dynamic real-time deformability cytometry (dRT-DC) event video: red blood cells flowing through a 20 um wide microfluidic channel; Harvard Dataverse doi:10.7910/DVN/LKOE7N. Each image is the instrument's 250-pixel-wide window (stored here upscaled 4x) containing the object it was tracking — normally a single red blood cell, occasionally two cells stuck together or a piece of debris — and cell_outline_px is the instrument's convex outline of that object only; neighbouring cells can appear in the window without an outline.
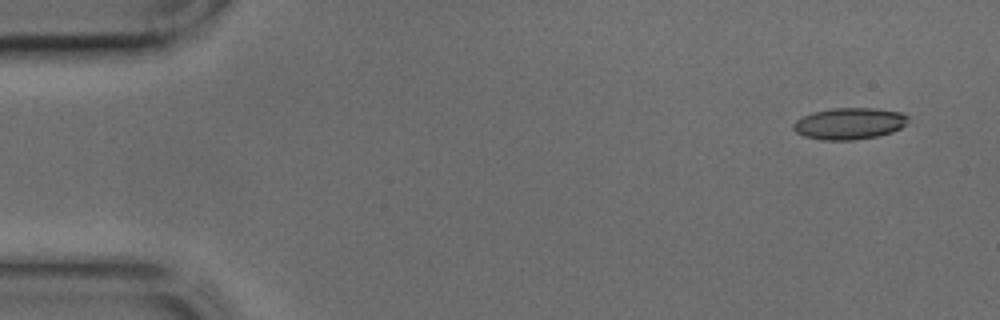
{"species": "common noctule bat (a hibernating species)", "species_latin": "Nyctalus noctula", "temperature_condition": "cold", "stored_images_in_passage": 42, "camera_frame_rate_fps": 3000, "um_per_image_px": 0.085, "animal": {"sex": "male", "body_mass_g": 17.9, "forearm_length_mm": 54.2}, "frame": {"image": 1, "passage_image": 1, "time_ms": 0.0, "image_size_px": [1000, 320], "cell_outline_px": [[908, 120], [900, 128], [892, 132], [876, 136], [852, 140], [820, 140], [804, 136], [796, 132], [792, 128], [792, 124], [796, 120], [812, 112], [832, 108], [876, 108], [900, 112], [908, 116]], "centroid_in_image_um": [72.16, 10.5], "position_along_channel_um": 12.8, "area_um2": 21.1}}
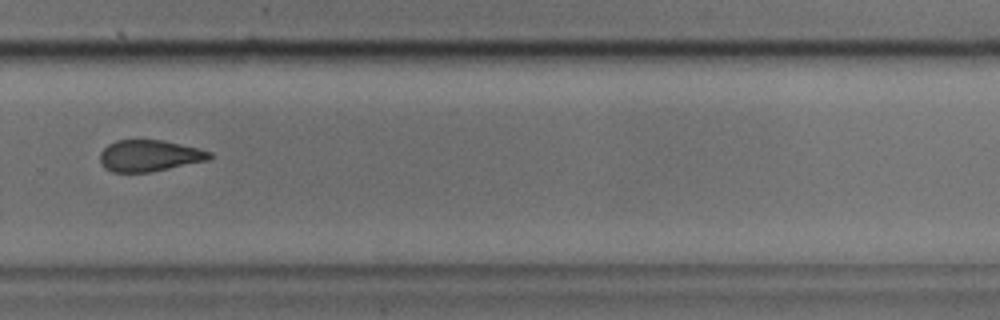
{"frame": {"image": 2, "passage_image": 28, "time_ms": 9.0, "image_size_px": [1000, 320], "cell_outline_px": [[212, 156], [208, 160], [148, 172], [112, 172], [104, 168], [100, 160], [100, 152], [108, 144], [116, 140], [164, 140], [212, 152]], "centroid_in_image_um": [12.66, 13.23], "position_along_channel_um": 317.1, "area_um2": 19.88}}
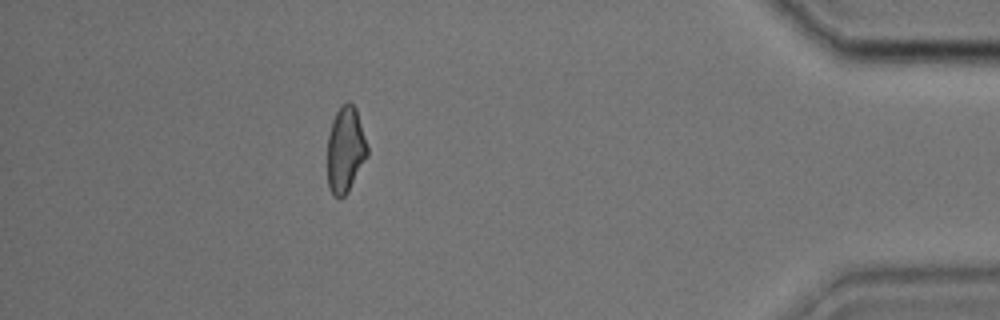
{"frame": {"image": 3, "passage_image": 37, "time_ms": 12.0, "image_size_px": [1000, 320], "cell_outline_px": [[368, 156], [344, 196], [340, 200], [332, 196], [328, 188], [328, 136], [332, 120], [336, 112], [348, 100], [356, 108], [368, 148]], "centroid_in_image_um": [29.35, 12.75], "position_along_channel_um": 405.9, "area_um2": 19.88}}